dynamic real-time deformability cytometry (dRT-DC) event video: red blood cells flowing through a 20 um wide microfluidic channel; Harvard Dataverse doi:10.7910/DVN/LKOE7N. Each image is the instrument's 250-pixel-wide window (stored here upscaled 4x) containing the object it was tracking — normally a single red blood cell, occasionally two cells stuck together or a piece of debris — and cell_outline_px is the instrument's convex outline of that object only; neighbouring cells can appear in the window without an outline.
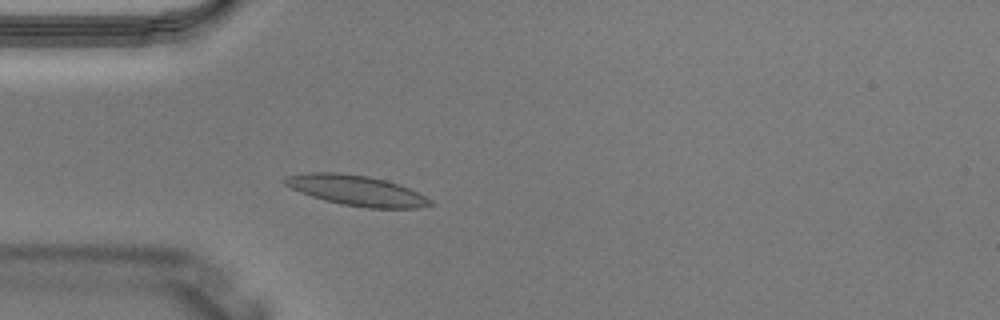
{"species": "Egyptian fruit bat (a non-hibernating species)", "species_latin": "Rousettus aegyptiacus", "temperature_condition": "warm", "stored_images_in_passage": 1, "camera_frame_rate_fps": 3000, "um_per_image_px": 0.085, "animal": {"sex": "male"}, "frame": {"image": 1, "passage_image": 1, "time_ms": 0.0, "image_size_px": [1000, 320], "cell_outline_px": [[436, 204], [416, 208], [368, 208], [344, 204], [324, 200], [300, 192], [284, 184], [280, 180], [284, 176], [308, 172], [336, 172], [368, 176], [400, 184], [432, 200]], "centroid_in_image_um": [30.27, 16.18], "position_along_channel_um": 54.7, "area_um2": 25.61}}